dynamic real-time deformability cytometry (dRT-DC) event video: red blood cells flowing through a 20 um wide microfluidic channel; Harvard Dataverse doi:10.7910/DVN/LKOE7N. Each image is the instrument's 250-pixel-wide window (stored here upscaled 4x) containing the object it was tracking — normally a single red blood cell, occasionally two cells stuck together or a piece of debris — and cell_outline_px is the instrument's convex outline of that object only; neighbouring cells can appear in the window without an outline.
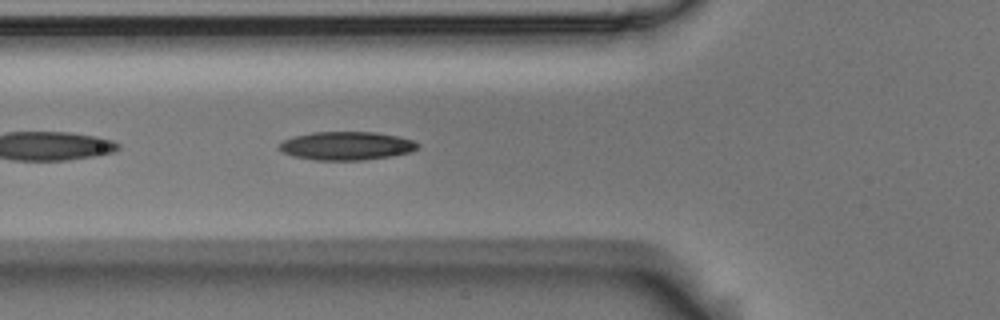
{"species": "Egyptian fruit bat (a non-hibernating species)", "species_latin": "Rousettus aegyptiacus", "temperature_condition": "room temperature", "stored_images_in_passage": 15, "camera_frame_rate_fps": 3000, "um_per_image_px": 0.085, "animal": {"sex": "male"}, "frame": {"image": 1, "passage_image": 5, "time_ms": 1.333, "image_size_px": [1000, 320], "cell_outline_px": [[420, 144], [412, 152], [392, 156], [364, 160], [316, 160], [292, 156], [280, 152], [280, 144], [284, 140], [292, 136], [312, 132], [376, 132], [396, 136], [412, 140]], "centroid_in_image_um": [29.43, 12.4], "position_along_channel_um": 96.4, "area_um2": 23.0}}
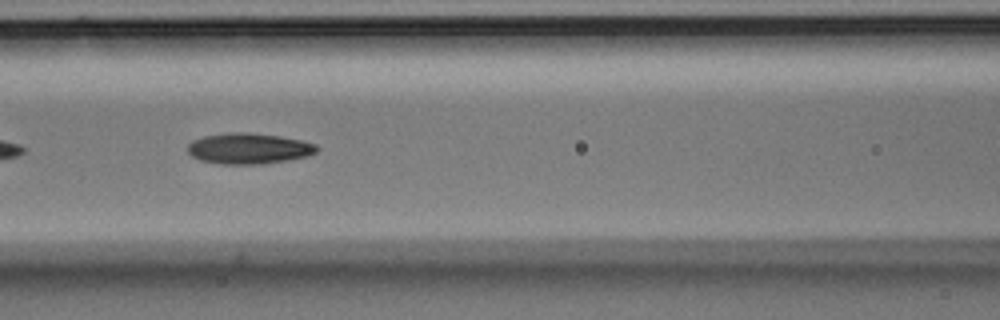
{"frame": {"image": 2, "passage_image": 9, "time_ms": 2.667, "image_size_px": [1000, 320], "cell_outline_px": [[320, 148], [316, 152], [308, 156], [288, 160], [260, 164], [220, 164], [200, 160], [192, 156], [188, 152], [188, 144], [192, 140], [204, 136], [228, 132], [248, 132], [280, 136], [300, 140], [316, 144]], "centroid_in_image_um": [21.15, 12.62], "position_along_channel_um": 145.5, "area_um2": 23.29}}
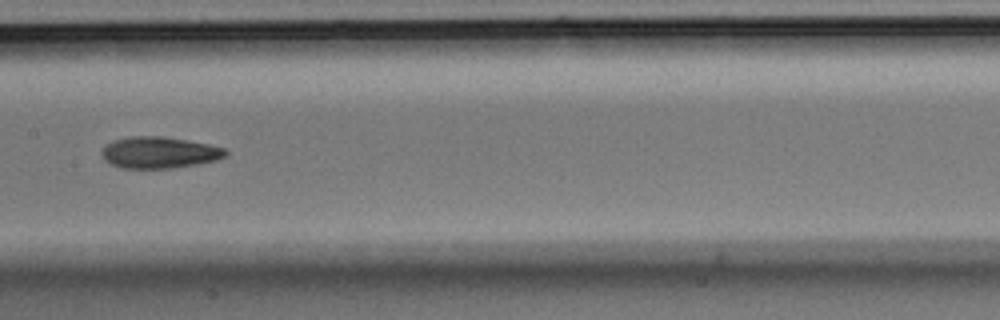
{"frame": {"image": 3, "passage_image": 13, "time_ms": 4.0, "image_size_px": [1000, 320], "cell_outline_px": [[228, 152], [224, 156], [216, 160], [196, 164], [172, 168], [120, 168], [104, 160], [100, 152], [112, 140], [132, 136], [160, 136], [208, 144], [224, 148]], "centroid_in_image_um": [13.5, 12.97], "position_along_channel_um": 193.9, "area_um2": 22.48}}